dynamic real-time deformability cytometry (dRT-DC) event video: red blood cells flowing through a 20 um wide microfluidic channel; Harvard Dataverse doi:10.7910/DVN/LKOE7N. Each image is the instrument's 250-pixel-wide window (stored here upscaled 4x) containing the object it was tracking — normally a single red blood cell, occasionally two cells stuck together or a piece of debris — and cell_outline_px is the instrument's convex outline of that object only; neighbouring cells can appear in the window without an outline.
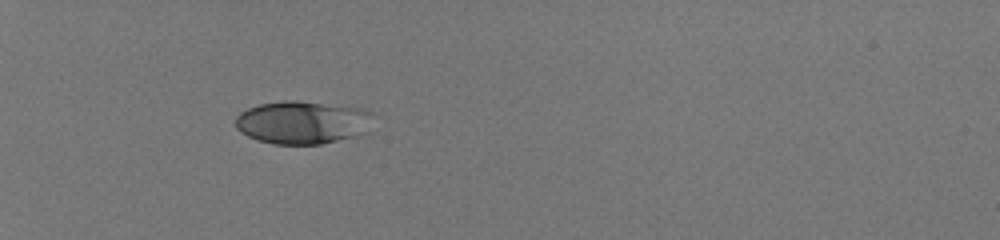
{"species": "human", "species_latin": "Homo sapiens", "temperature_condition": "room temperature", "stored_images_in_passage": 35, "camera_frame_rate_fps": 3000, "um_per_image_px": 0.085, "donor": {"sex": "male"}, "frame": {"image": 1, "passage_image": 1, "time_ms": 0.0, "image_size_px": [1000, 240], "cell_outline_px": [[372, 112], [352, 136], [320, 144], [272, 144], [256, 140], [240, 132], [236, 128], [236, 116], [240, 112], [248, 108], [260, 104], [284, 100], [296, 100], [364, 108]], "centroid_in_image_um": [25.51, 10.38], "position_along_channel_um": 59.5, "area_um2": 33.47}}
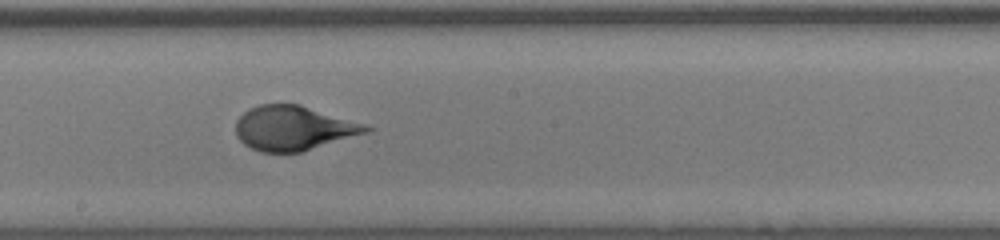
{"frame": {"image": 2, "passage_image": 16, "time_ms": 5.0, "image_size_px": [1000, 240], "cell_outline_px": [[372, 128], [368, 132], [300, 152], [260, 152], [244, 144], [236, 136], [236, 120], [248, 108], [260, 104], [300, 104], [364, 124]], "centroid_in_image_um": [24.9, 10.88], "position_along_channel_um": 223.3, "area_um2": 33.52}}
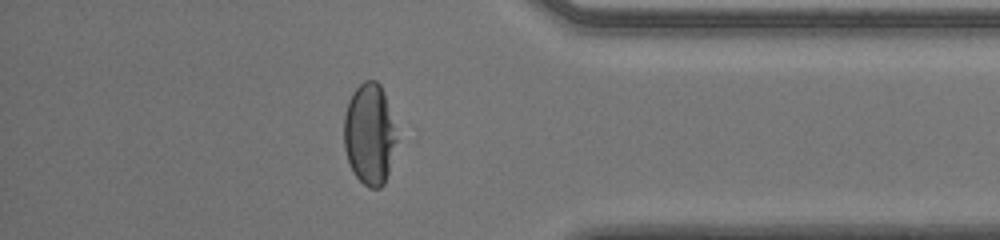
{"frame": {"image": 3, "passage_image": 30, "time_ms": 9.667, "image_size_px": [1000, 240], "cell_outline_px": [[396, 140], [388, 172], [384, 184], [380, 188], [368, 188], [352, 172], [344, 148], [344, 116], [348, 100], [352, 92], [364, 80], [376, 80], [380, 84], [384, 92]], "centroid_in_image_um": [31.36, 11.4], "position_along_channel_um": 403.8, "area_um2": 30.63}}